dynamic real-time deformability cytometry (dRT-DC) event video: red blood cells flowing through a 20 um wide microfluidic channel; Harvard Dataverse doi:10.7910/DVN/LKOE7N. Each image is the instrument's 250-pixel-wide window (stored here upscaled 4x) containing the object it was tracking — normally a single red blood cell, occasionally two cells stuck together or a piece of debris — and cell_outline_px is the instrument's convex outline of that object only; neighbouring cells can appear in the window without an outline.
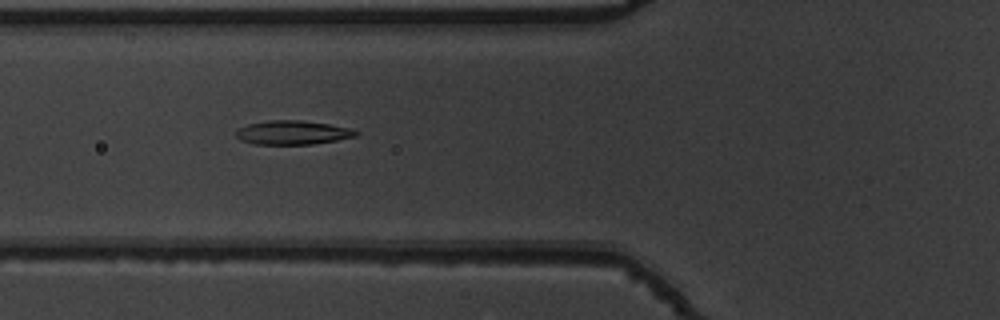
{"species": "common noctule bat (a hibernating species)", "species_latin": "Nyctalus noctula", "temperature_condition": "warm", "stored_images_in_passage": 40, "camera_frame_rate_fps": 3000, "um_per_image_px": 0.085, "animal": {"sex": "male", "body_mass_g": 19.5, "forearm_length_mm": 54.6}, "frame": {"image": 1, "passage_image": 7, "time_ms": 2.0, "image_size_px": [1000, 320], "cell_outline_px": [[360, 132], [356, 136], [336, 140], [312, 144], [256, 144], [240, 140], [236, 136], [236, 132], [240, 128], [248, 124], [268, 120], [300, 120], [328, 124], [348, 128]], "centroid_in_image_um": [24.86, 11.27], "position_along_channel_um": 100.9, "area_um2": 16.53}}
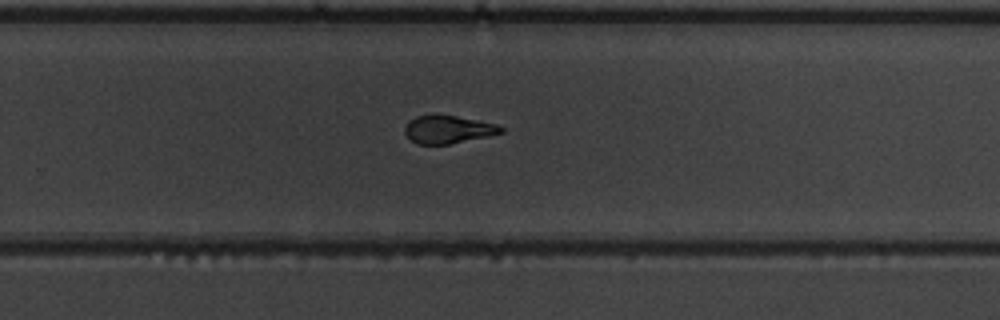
{"frame": {"image": 2, "passage_image": 22, "time_ms": 7.0, "image_size_px": [1000, 320], "cell_outline_px": [[504, 132], [488, 136], [448, 144], [416, 144], [404, 132], [404, 128], [408, 120], [416, 116], [456, 116], [496, 124], [504, 128]], "centroid_in_image_um": [38.07, 11.01], "position_along_channel_um": 291.7, "area_um2": 15.32}}
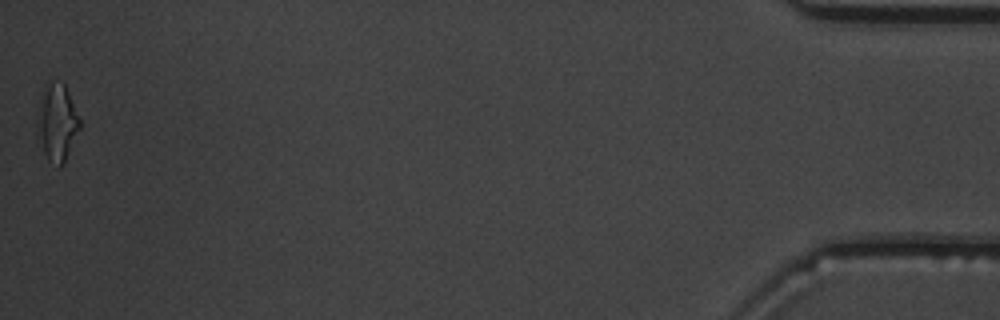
{"frame": {"image": 3, "passage_image": 40, "time_ms": 13.0, "image_size_px": [1000, 320], "cell_outline_px": [[80, 128], [64, 164], [60, 164], [48, 160], [36, 136], [36, 120], [44, 84], [52, 80], [60, 80], [64, 84], [68, 92], [80, 120]], "centroid_in_image_um": [4.82, 10.37], "position_along_channel_um": 430.4, "area_um2": 19.13}, "authors_computed_cell_mechanics": {"area_um2": 16.762, "velocity_mm_per_s": 3.8281, "shape_relaxation_time_tau1_ms": 6.3795, "shape_relaxation_time_tau2_ms": 1.576, "deformation_change_tau1": 0.2138, "deformation_change_tau2": 0.0933}}